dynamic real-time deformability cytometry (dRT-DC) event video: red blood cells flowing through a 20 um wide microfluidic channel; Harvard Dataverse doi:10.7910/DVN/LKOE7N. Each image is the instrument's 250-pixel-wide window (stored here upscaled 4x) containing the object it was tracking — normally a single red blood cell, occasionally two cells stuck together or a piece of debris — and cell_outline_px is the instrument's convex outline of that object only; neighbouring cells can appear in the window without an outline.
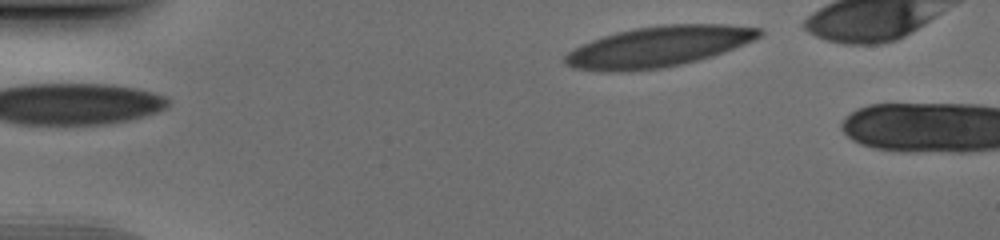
{"species": "human", "species_latin": "Homo sapiens", "temperature_condition": "cold", "stored_images_in_passage": 5, "camera_frame_rate_fps": 3000, "um_per_image_px": 0.085, "donor": {"sex": "male"}, "frame": {"image": 1, "passage_image": 1, "time_ms": 0.0, "image_size_px": [1000, 240], "cell_outline_px": [[764, 32], [760, 36], [744, 44], [724, 52], [712, 56], [680, 64], [660, 68], [612, 72], [604, 72], [572, 68], [564, 64], [560, 60], [568, 52], [580, 44], [616, 32], [636, 28], [660, 24], [728, 24], [764, 28]], "centroid_in_image_um": [55.94, 3.95], "position_along_channel_um": 29.1, "area_um2": 46.18}}